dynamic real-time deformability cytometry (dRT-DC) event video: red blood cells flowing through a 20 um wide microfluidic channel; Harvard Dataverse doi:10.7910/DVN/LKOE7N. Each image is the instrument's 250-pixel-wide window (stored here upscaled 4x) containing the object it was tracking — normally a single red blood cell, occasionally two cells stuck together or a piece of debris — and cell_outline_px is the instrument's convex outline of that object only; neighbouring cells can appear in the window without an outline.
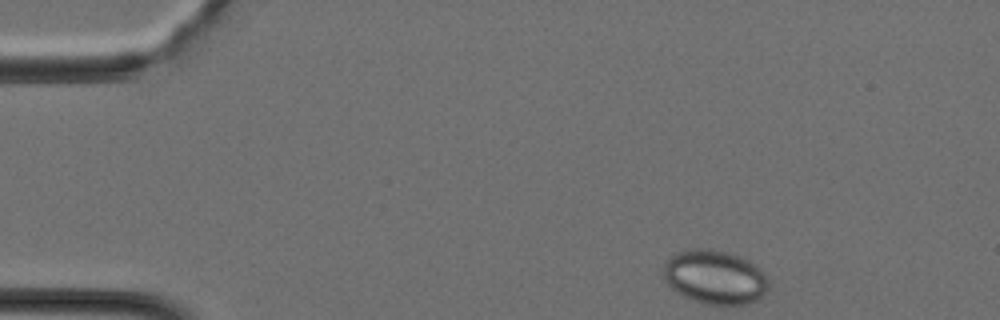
{"species": "Egyptian fruit bat (a non-hibernating species)", "species_latin": "Rousettus aegyptiacus", "temperature_condition": "cold", "stored_images_in_passage": 34, "camera_frame_rate_fps": 3000, "um_per_image_px": 0.085, "animal": {"sex": "female"}, "frame": {"image": 1, "passage_image": 1, "time_ms": 0.0, "image_size_px": [1000, 320], "cell_outline_px": [[768, 288], [756, 300], [748, 304], [700, 304], [676, 292], [664, 280], [664, 264], [676, 252], [696, 248], [712, 248], [748, 260], [756, 264], [764, 272], [768, 280]], "centroid_in_image_um": [60.76, 23.55], "position_along_channel_um": 24.2, "area_um2": 33.0}}
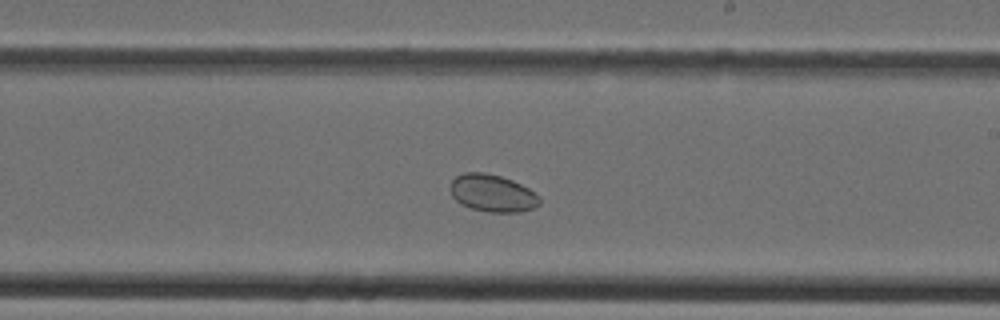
{"frame": {"image": 2, "passage_image": 18, "time_ms": 5.667, "image_size_px": [1000, 320], "cell_outline_px": [[540, 204], [532, 208], [516, 212], [488, 212], [472, 208], [460, 204], [452, 196], [448, 188], [452, 180], [456, 176], [464, 172], [484, 172], [500, 176], [512, 180], [528, 188], [540, 196]], "centroid_in_image_um": [41.82, 16.41], "position_along_channel_um": 247.2, "area_um2": 19.48}}
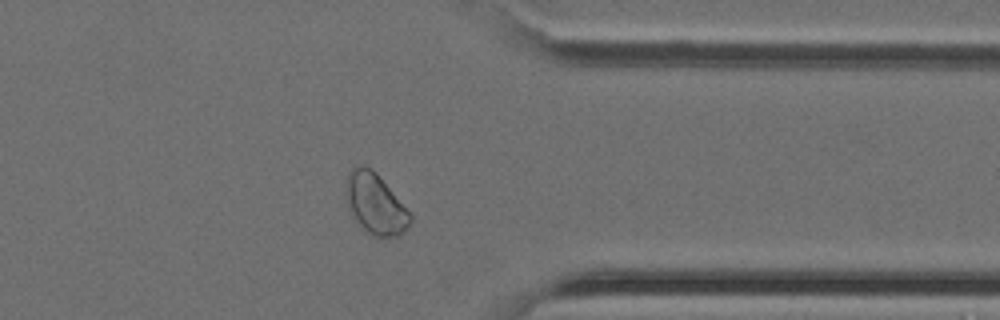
{"frame": {"image": 3, "passage_image": 26, "time_ms": 8.333, "image_size_px": [1000, 320], "cell_outline_px": [[412, 220], [404, 232], [400, 236], [372, 236], [360, 228], [348, 212], [344, 196], [344, 192], [348, 176], [352, 168], [360, 164], [376, 172], [412, 216]], "centroid_in_image_um": [31.84, 17.36], "position_along_channel_um": 379.6, "area_um2": 22.89}}